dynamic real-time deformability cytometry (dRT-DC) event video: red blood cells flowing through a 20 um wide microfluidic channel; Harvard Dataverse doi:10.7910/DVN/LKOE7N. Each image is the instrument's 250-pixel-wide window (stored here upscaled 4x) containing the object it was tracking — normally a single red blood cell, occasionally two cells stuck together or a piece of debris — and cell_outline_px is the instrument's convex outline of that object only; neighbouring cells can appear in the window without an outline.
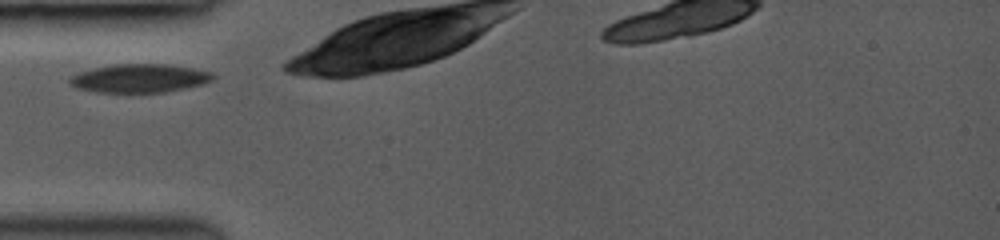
{"species": "common noctule bat (a hibernating species)", "species_latin": "Nyctalus noctula", "temperature_condition": "room temperature", "stored_images_in_passage": 3, "camera_frame_rate_fps": 3000, "um_per_image_px": 0.085, "animal": {"sex": "female", "body_mass_g": 19.0, "forearm_length_mm": 53.3}, "frame": {"image": 1, "passage_image": 1, "time_ms": 0.0, "image_size_px": [1000, 240], "cell_outline_px": [[216, 76], [212, 80], [204, 84], [164, 92], [128, 96], [96, 92], [76, 88], [68, 84], [68, 76], [80, 72], [112, 64], [168, 64], [192, 68], [212, 72]], "centroid_in_image_um": [11.81, 6.7], "position_along_channel_um": 73.2, "area_um2": 24.85}}